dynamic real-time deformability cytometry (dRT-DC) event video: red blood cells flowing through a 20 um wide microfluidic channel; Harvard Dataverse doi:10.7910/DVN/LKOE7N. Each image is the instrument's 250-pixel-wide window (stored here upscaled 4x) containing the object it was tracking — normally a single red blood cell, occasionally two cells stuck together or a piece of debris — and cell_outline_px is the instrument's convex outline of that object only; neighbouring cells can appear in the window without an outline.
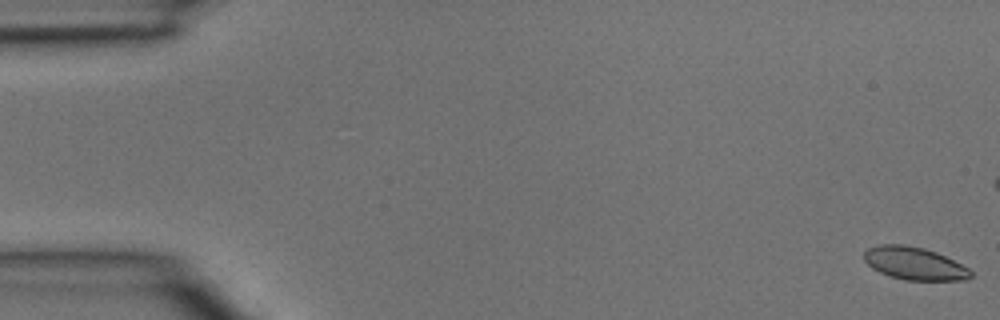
{"species": "common noctule bat (a hibernating species)", "species_latin": "Nyctalus noctula", "temperature_condition": "room temperature", "stored_images_in_passage": 4, "camera_frame_rate_fps": 3000, "um_per_image_px": 0.085, "animal": {"sex": "male", "body_mass_g": 15.6}, "frame": {"image": 1, "passage_image": 1, "time_ms": 0.0, "image_size_px": [1000, 320], "cell_outline_px": [[972, 276], [964, 280], [904, 280], [888, 276], [872, 268], [864, 260], [864, 252], [868, 248], [880, 244], [904, 244], [924, 248], [936, 252], [968, 268], [972, 272]], "centroid_in_image_um": [77.69, 22.39], "position_along_channel_um": 7.3, "area_um2": 20.29}}